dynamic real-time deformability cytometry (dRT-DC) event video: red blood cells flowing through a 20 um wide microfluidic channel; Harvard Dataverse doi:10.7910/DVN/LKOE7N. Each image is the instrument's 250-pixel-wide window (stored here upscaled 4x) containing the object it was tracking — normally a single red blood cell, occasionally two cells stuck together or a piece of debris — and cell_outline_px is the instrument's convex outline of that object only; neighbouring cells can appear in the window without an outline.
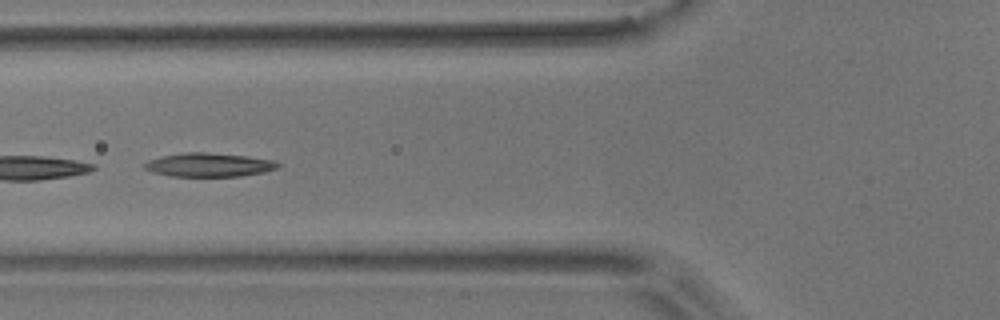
{"species": "common noctule bat (a hibernating species)", "species_latin": "Nyctalus noctula", "temperature_condition": "room temperature", "stored_images_in_passage": 10, "camera_frame_rate_fps": 3000, "um_per_image_px": 0.085, "animal": {"sex": "male", "body_mass_g": 17.9}, "frame": {"image": 1, "passage_image": 5, "time_ms": 5.0, "image_size_px": [1000, 320], "cell_outline_px": [[280, 164], [276, 168], [264, 172], [240, 176], [172, 176], [152, 172], [144, 168], [144, 164], [148, 160], [160, 156], [188, 152], [204, 152], [248, 156], [276, 160]], "centroid_in_image_um": [17.76, 14.0], "position_along_channel_um": 108.0, "area_um2": 18.44}}
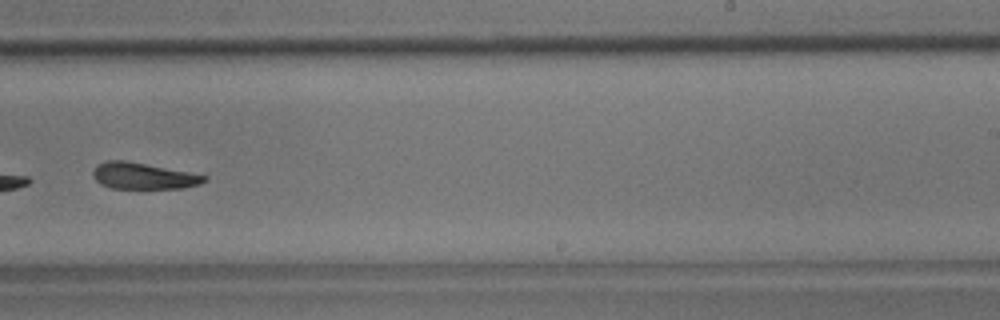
{"frame": {"image": 2, "passage_image": 9, "time_ms": 9.667, "image_size_px": [1000, 320], "cell_outline_px": [[208, 180], [200, 184], [184, 188], [112, 188], [100, 184], [92, 176], [92, 172], [100, 164], [108, 160], [124, 160], [188, 172], [208, 176]], "centroid_in_image_um": [12.2, 14.96], "position_along_channel_um": 276.8, "area_um2": 16.88}}
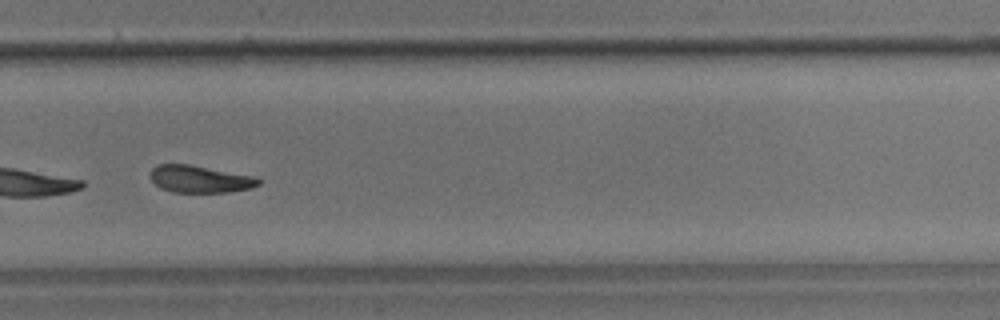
{"frame": {"image": 3, "passage_image": 10, "time_ms": 10.667, "image_size_px": [1000, 320], "cell_outline_px": [[260, 184], [252, 188], [228, 192], [172, 192], [160, 188], [152, 180], [148, 172], [156, 164], [188, 164], [260, 176]], "centroid_in_image_um": [17.02, 15.21], "position_along_channel_um": 312.8, "area_um2": 17.51}}